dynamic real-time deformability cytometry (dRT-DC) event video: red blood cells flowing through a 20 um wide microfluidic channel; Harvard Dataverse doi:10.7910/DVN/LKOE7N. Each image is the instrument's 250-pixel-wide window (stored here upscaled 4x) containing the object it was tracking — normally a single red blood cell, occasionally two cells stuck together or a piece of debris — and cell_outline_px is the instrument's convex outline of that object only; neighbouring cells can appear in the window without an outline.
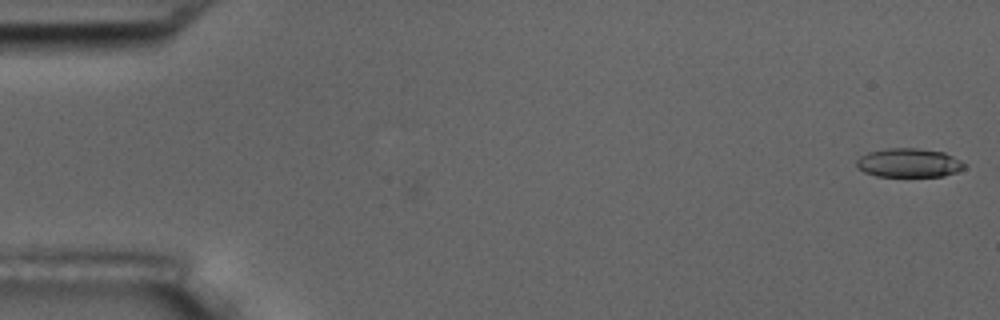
{"species": "common noctule bat (a hibernating species)", "species_latin": "Nyctalus noctula", "temperature_condition": "room temperature", "stored_images_in_passage": 53, "camera_frame_rate_fps": 3000, "um_per_image_px": 0.085, "animal": {"sex": "male", "body_mass_g": 17.5, "forearm_length_mm": 52.3}, "frame": {"image": 1, "passage_image": 1, "time_ms": 0.0, "image_size_px": [1000, 320], "cell_outline_px": [[968, 164], [964, 168], [956, 172], [944, 176], [876, 176], [864, 172], [856, 168], [856, 160], [860, 156], [868, 152], [888, 148], [916, 148], [944, 152]], "centroid_in_image_um": [77.24, 13.84], "position_along_channel_um": 7.8, "area_um2": 18.26}}
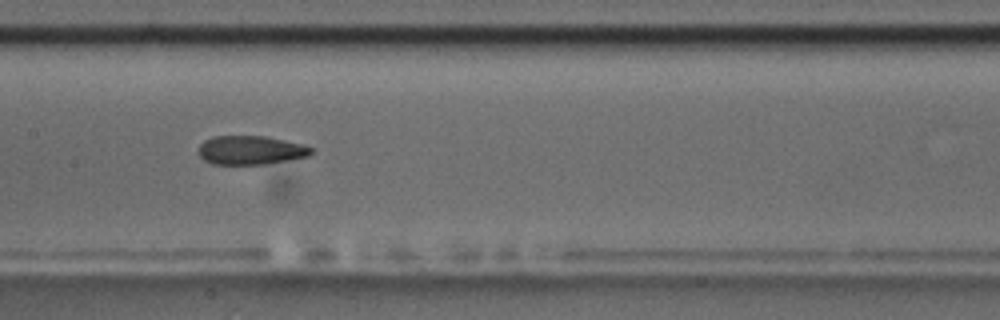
{"frame": {"image": 2, "passage_image": 28, "time_ms": 9.0, "image_size_px": [1000, 320], "cell_outline_px": [[312, 152], [308, 156], [288, 160], [264, 164], [212, 164], [204, 160], [200, 156], [200, 144], [204, 140], [212, 136], [264, 136], [284, 140], [300, 144], [312, 148]], "centroid_in_image_um": [21.28, 12.76], "position_along_channel_um": 186.1, "area_um2": 18.73}}
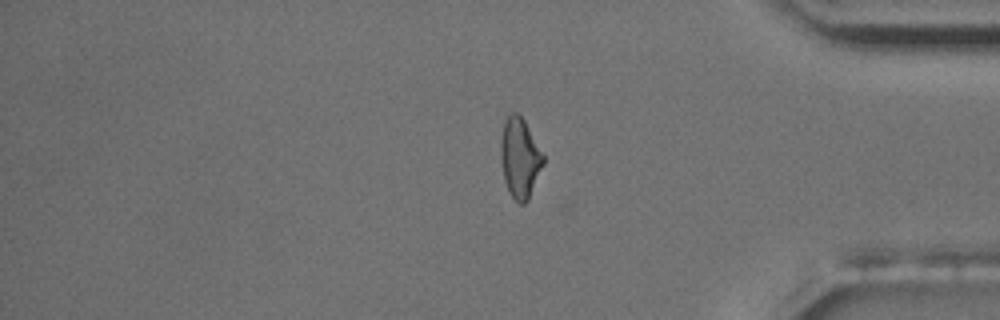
{"frame": {"image": 3, "passage_image": 47, "time_ms": 15.333, "image_size_px": [1000, 320], "cell_outline_px": [[544, 164], [528, 200], [524, 204], [520, 204], [508, 192], [504, 180], [500, 156], [500, 140], [504, 120], [508, 112], [516, 112], [524, 120], [544, 156]], "centroid_in_image_um": [44.17, 13.41], "position_along_channel_um": 391.0, "area_um2": 19.94}, "authors_computed_cell_mechanics": {"area_um2": 19.5942, "velocity_mm_per_s": 3.5728, "shape_relaxation_time_tau1_ms": 7.1528, "shape_relaxation_time_tau2_ms": 2.9036, "deformation_change_tau1": 0.1481, "deformation_change_tau2": 0.1077}}